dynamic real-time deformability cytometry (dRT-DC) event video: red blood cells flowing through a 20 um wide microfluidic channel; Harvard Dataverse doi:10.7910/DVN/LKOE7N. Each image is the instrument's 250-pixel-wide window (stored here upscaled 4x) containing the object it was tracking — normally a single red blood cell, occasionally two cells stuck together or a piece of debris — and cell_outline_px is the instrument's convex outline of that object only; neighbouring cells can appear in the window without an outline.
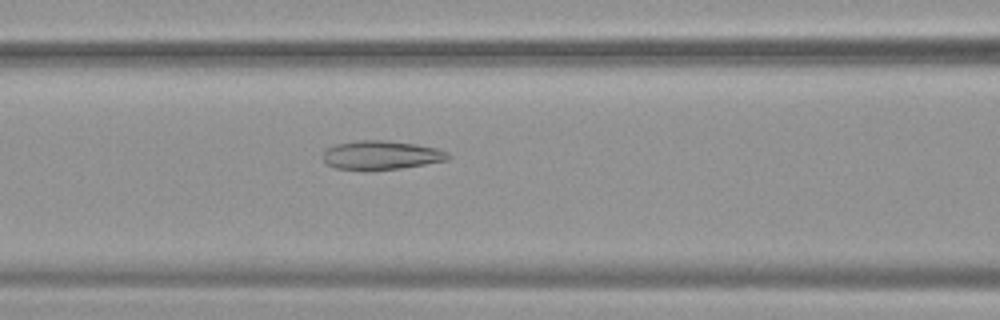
{"species": "common noctule bat (a hibernating species)", "species_latin": "Nyctalus noctula", "temperature_condition": "warm", "stored_images_in_passage": 53, "camera_frame_rate_fps": 3000, "um_per_image_px": 0.085, "animal": {"sex": "female", "body_mass_g": 19.9}, "frame": {"image": 1, "passage_image": 23, "time_ms": 7.333, "image_size_px": [1000, 320], "cell_outline_px": [[452, 156], [448, 160], [400, 168], [336, 168], [328, 164], [324, 160], [324, 152], [328, 148], [336, 144], [360, 140], [384, 140], [416, 144], [436, 148], [448, 152]], "centroid_in_image_um": [32.47, 13.15], "position_along_channel_um": 134.1, "area_um2": 20.35}}
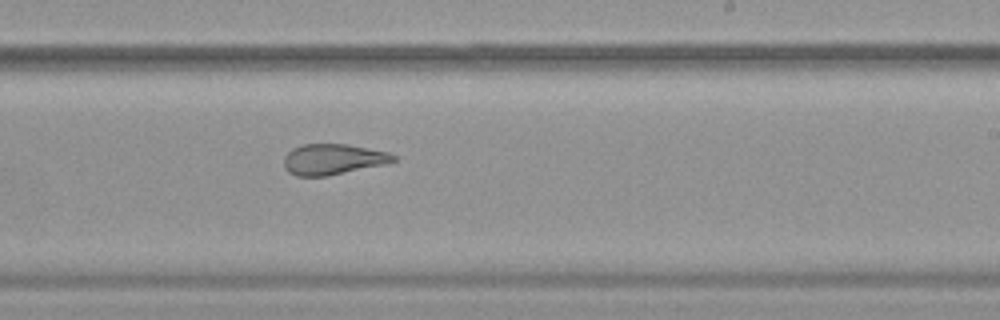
{"frame": {"image": 2, "passage_image": 33, "time_ms": 10.667, "image_size_px": [1000, 320], "cell_outline_px": [[396, 160], [388, 164], [328, 176], [296, 176], [288, 172], [284, 168], [284, 156], [292, 148], [300, 144], [348, 144], [388, 152], [396, 156]], "centroid_in_image_um": [28.3, 13.54], "position_along_channel_um": 260.7, "area_um2": 19.88}}
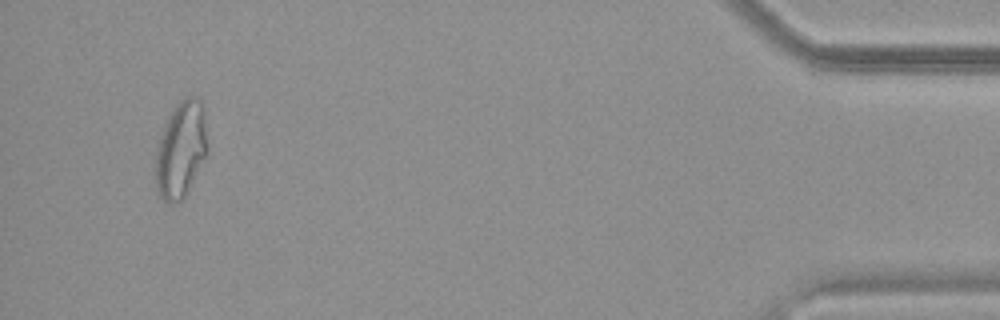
{"frame": {"image": 3, "passage_image": 51, "time_ms": 16.667, "image_size_px": [1000, 320], "cell_outline_px": [[208, 152], [184, 196], [180, 200], [172, 204], [168, 204], [156, 192], [156, 148], [164, 124], [172, 108], [180, 100], [188, 96], [196, 96], [204, 104], [208, 148]], "centroid_in_image_um": [15.38, 12.66], "position_along_channel_um": 419.8, "area_um2": 29.42}, "authors_computed_cell_mechanics": {"area_um2": 26.588, "velocity_mm_per_s": 3.8126, "shape_relaxation_time_tau1_ms": null, "shape_relaxation_time_tau2_ms": 1.7956, "deformation_change_tau1": null, "deformation_change_tau2": 0.1113}}